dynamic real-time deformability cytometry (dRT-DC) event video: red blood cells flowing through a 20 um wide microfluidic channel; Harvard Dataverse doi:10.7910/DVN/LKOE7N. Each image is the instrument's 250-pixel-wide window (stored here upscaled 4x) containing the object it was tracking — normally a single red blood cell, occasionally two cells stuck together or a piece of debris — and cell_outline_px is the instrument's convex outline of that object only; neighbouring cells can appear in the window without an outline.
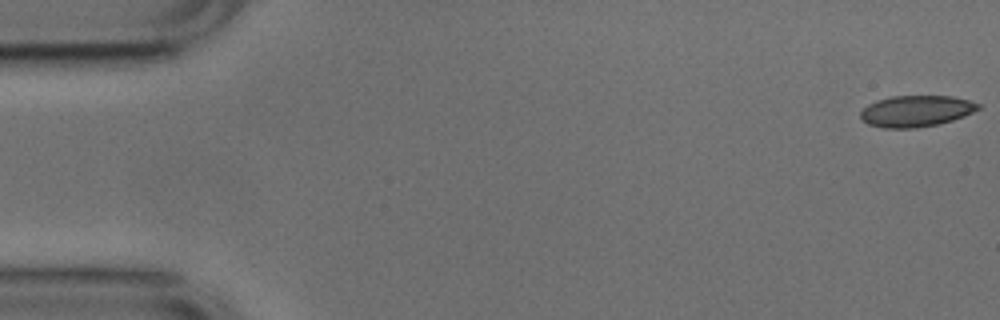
{"species": "common noctule bat (a hibernating species)", "species_latin": "Nyctalus noctula", "temperature_condition": "cold", "stored_images_in_passage": 4, "camera_frame_rate_fps": 3000, "um_per_image_px": 0.085, "animal": {"sex": "male", "body_mass_g": 17.9, "forearm_length_mm": 54.2}, "frame": {"image": 1, "passage_image": 1, "time_ms": 0.0, "image_size_px": [1000, 320], "cell_outline_px": [[980, 108], [964, 116], [940, 124], [916, 128], [884, 128], [868, 124], [860, 120], [860, 112], [868, 104], [876, 100], [892, 96], [952, 96], [968, 100], [980, 104]], "centroid_in_image_um": [77.84, 9.45], "position_along_channel_um": 7.2, "area_um2": 21.56}}